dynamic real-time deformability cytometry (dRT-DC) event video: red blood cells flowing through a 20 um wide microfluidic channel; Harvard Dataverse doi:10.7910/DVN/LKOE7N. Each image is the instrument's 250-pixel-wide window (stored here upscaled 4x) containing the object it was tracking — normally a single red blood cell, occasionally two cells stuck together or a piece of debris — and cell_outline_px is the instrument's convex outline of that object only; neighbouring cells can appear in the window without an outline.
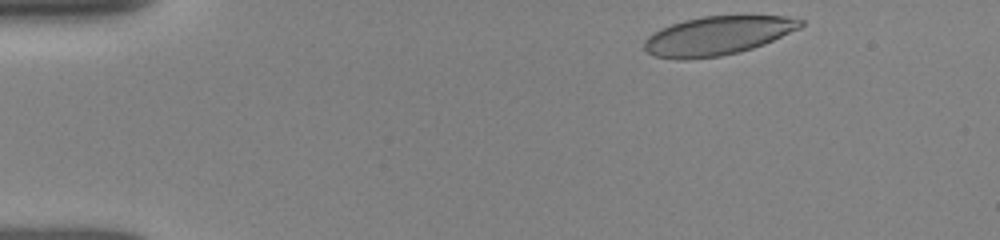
{"species": "human", "species_latin": "Homo sapiens", "temperature_condition": "room temperature", "stored_images_in_passage": 45, "camera_frame_rate_fps": 3000, "um_per_image_px": 0.085, "donor": {"sex": "female"}, "frame": {"image": 1, "passage_image": 1, "time_ms": 0.0, "image_size_px": [1000, 240], "cell_outline_px": [[804, 24], [800, 28], [764, 44], [740, 52], [720, 56], [684, 60], [676, 60], [656, 56], [648, 52], [644, 48], [644, 40], [648, 36], [660, 28], [684, 20], [704, 16], [784, 16], [804, 20]], "centroid_in_image_um": [60.98, 3.04], "position_along_channel_um": 24.0, "area_um2": 35.26}}
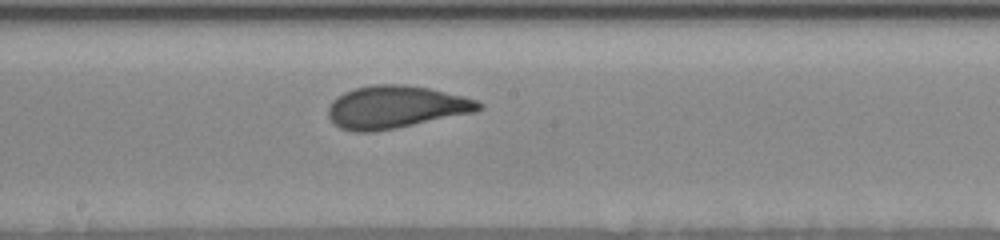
{"frame": {"image": 2, "passage_image": 22, "time_ms": 7.0, "image_size_px": [1000, 240], "cell_outline_px": [[484, 108], [476, 112], [396, 128], [372, 132], [352, 132], [340, 128], [328, 116], [328, 108], [332, 100], [344, 92], [356, 88], [372, 84], [404, 84], [428, 88], [464, 96], [476, 100], [484, 104]], "centroid_in_image_um": [33.65, 9.1], "position_along_channel_um": 214.5, "area_um2": 37.45}}
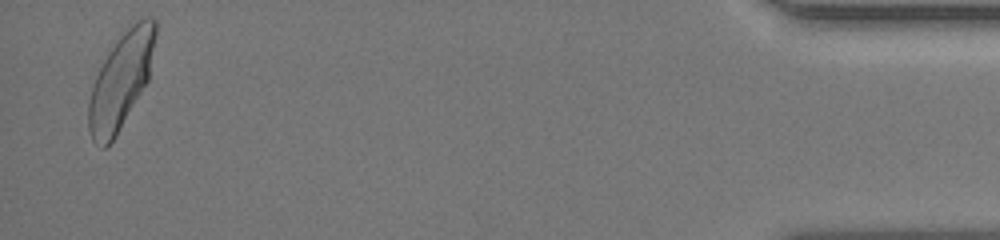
{"frame": {"image": 3, "passage_image": 44, "time_ms": 14.333, "image_size_px": [1000, 240], "cell_outline_px": [[156, 32], [148, 80], [116, 136], [104, 148], [100, 148], [92, 140], [88, 128], [88, 104], [92, 84], [108, 52], [128, 20], [144, 16], [152, 16], [156, 20]], "centroid_in_image_um": [10.28, 6.75], "position_along_channel_um": 424.9, "area_um2": 37.69}, "authors_computed_cell_mechanics": {"area_um2": 36.4718, "velocity_mm_per_s": 3.9181, "shape_relaxation_time_tau1_ms": 5.0164, "shape_relaxation_time_tau2_ms": 0.7068, "deformation_change_tau1": 0.1857, "deformation_change_tau2": 0.0621}}